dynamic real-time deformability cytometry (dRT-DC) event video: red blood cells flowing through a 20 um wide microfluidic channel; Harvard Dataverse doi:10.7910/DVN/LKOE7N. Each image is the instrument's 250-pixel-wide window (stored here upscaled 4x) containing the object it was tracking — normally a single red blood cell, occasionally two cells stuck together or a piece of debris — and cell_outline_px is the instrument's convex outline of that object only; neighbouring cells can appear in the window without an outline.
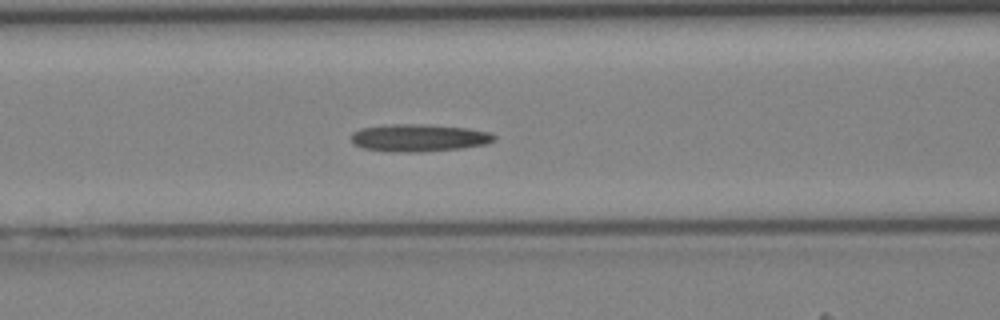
{"species": "Egyptian fruit bat (a non-hibernating species)", "species_latin": "Rousettus aegyptiacus", "temperature_condition": "cold", "stored_images_in_passage": 42, "camera_frame_rate_fps": 3000, "um_per_image_px": 0.085, "animal": {"sex": "female"}, "frame": {"image": 1, "passage_image": 17, "time_ms": 5.333, "image_size_px": [1000, 320], "cell_outline_px": [[496, 140], [488, 144], [460, 148], [420, 152], [388, 152], [364, 148], [352, 144], [352, 132], [360, 128], [396, 124], [420, 124], [468, 128], [488, 132], [496, 136]], "centroid_in_image_um": [35.6, 11.72], "position_along_channel_um": 131.0, "area_um2": 22.89}}
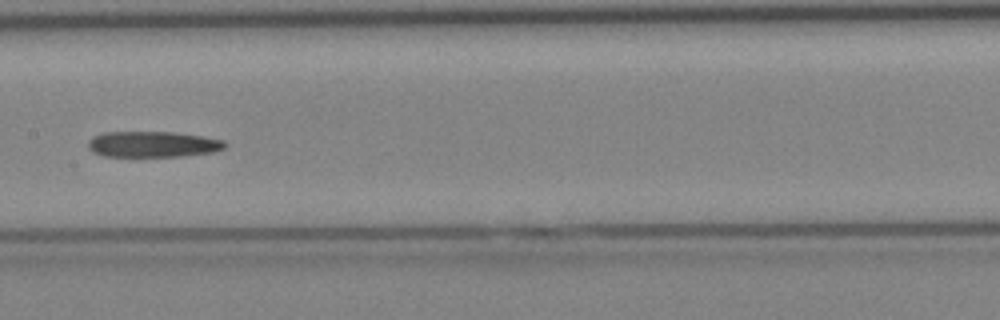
{"frame": {"image": 2, "passage_image": 21, "time_ms": 6.667, "image_size_px": [1000, 320], "cell_outline_px": [[228, 144], [224, 148], [212, 152], [180, 156], [104, 156], [92, 152], [88, 148], [88, 140], [92, 136], [104, 132], [172, 132], [200, 136], [224, 140]], "centroid_in_image_um": [12.95, 12.26], "position_along_channel_um": 194.5, "area_um2": 20.58}}
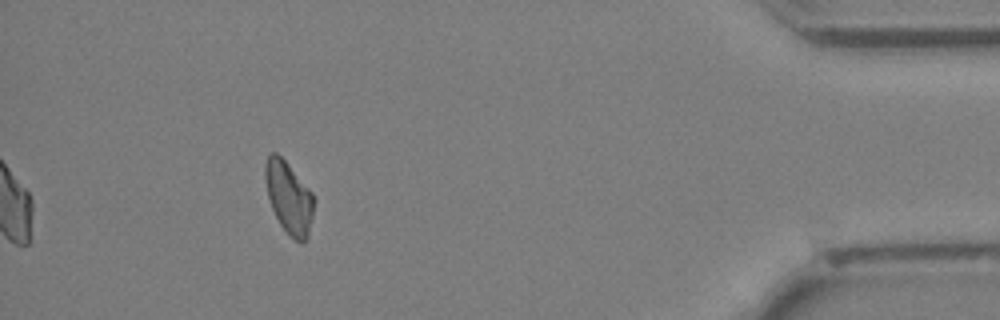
{"frame": {"image": 3, "passage_image": 38, "time_ms": 12.333, "image_size_px": [1000, 320], "cell_outline_px": [[316, 200], [308, 236], [300, 244], [280, 224], [272, 208], [268, 196], [264, 180], [264, 164], [268, 152], [276, 152], [288, 164], [312, 192]], "centroid_in_image_um": [24.55, 16.74], "position_along_channel_um": 410.7, "area_um2": 20.46}}